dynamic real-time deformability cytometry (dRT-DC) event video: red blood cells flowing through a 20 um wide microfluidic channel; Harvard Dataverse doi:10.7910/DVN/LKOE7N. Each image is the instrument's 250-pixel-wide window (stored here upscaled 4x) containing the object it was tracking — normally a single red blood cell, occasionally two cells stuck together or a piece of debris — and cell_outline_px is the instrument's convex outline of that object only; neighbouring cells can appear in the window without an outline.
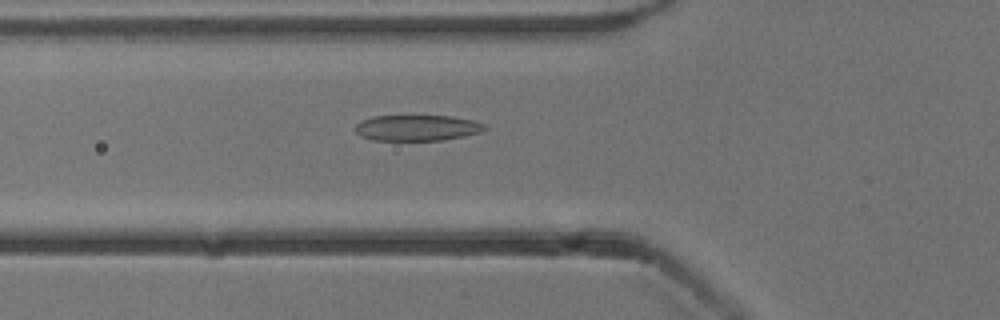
{"species": "common noctule bat (a hibernating species)", "species_latin": "Nyctalus noctula", "temperature_condition": "cold", "stored_images_in_passage": 39, "camera_frame_rate_fps": 3000, "um_per_image_px": 0.085, "animal": {"sex": "male", "body_mass_g": 13.3}, "frame": {"image": 1, "passage_image": 5, "time_ms": 1.333, "image_size_px": [1000, 320], "cell_outline_px": [[488, 128], [480, 132], [464, 136], [444, 140], [376, 140], [360, 136], [352, 128], [360, 120], [372, 116], [452, 116], [472, 120], [484, 124]], "centroid_in_image_um": [35.42, 10.86], "position_along_channel_um": 90.4, "area_um2": 19.59}}
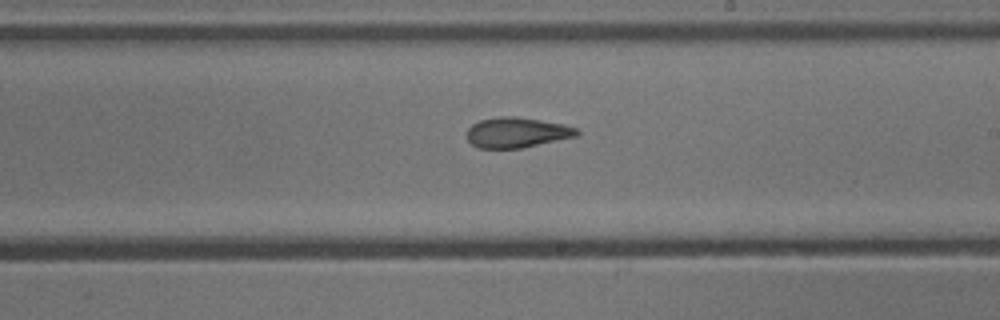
{"frame": {"image": 2, "passage_image": 17, "time_ms": 5.333, "image_size_px": [1000, 320], "cell_outline_px": [[580, 132], [576, 136], [520, 148], [480, 148], [472, 144], [468, 140], [468, 128], [472, 124], [480, 120], [500, 116], [516, 116], [564, 124], [576, 128]], "centroid_in_image_um": [43.92, 11.25], "position_along_channel_um": 245.1, "area_um2": 19.19}}
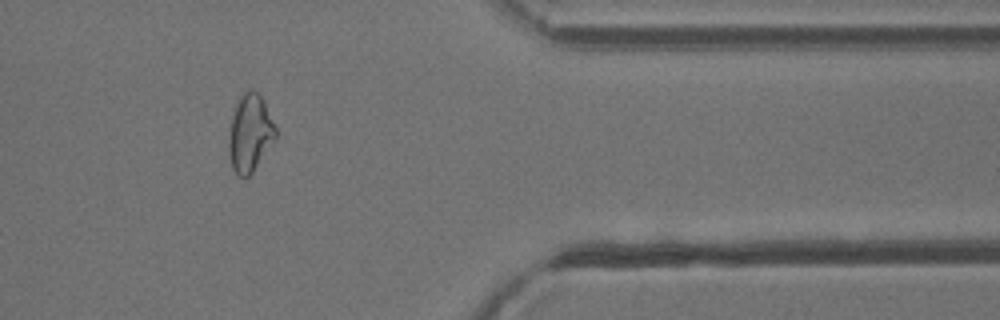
{"frame": {"image": 3, "passage_image": 30, "time_ms": 9.667, "image_size_px": [1000, 320], "cell_outline_px": [[276, 136], [252, 172], [248, 176], [236, 176], [232, 168], [228, 156], [228, 136], [232, 116], [236, 104], [240, 96], [244, 92], [252, 88], [264, 100], [276, 128]], "centroid_in_image_um": [21.21, 11.31], "position_along_channel_um": 390.2, "area_um2": 20.98}, "authors_computed_cell_mechanics": {"area_um2": 19.7098, "velocity_mm_per_s": 3.8451, "shape_relaxation_time_tau1_ms": 7.6212, "shape_relaxation_time_tau2_ms": 1.9913, "deformation_change_tau1": 0.1957, "deformation_change_tau2": 0.0939}}